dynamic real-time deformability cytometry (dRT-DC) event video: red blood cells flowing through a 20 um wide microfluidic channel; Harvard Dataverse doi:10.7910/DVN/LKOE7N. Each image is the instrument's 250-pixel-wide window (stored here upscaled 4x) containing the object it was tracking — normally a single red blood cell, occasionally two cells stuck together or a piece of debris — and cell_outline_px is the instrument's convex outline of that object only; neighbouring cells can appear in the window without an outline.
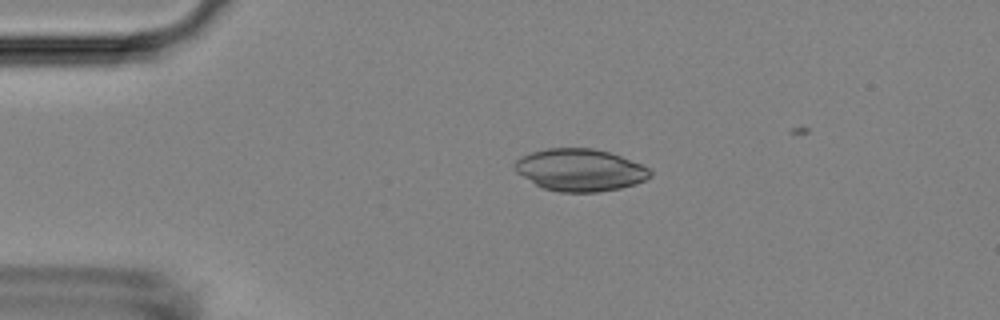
{"species": "Egyptian fruit bat (a non-hibernating species)", "species_latin": "Rousettus aegyptiacus", "temperature_condition": "room temperature", "stored_images_in_passage": 4, "camera_frame_rate_fps": 3000, "um_per_image_px": 0.085, "animal": {"sex": "female"}, "frame": {"image": 1, "passage_image": 3, "time_ms": 0.667, "image_size_px": [1000, 320], "cell_outline_px": [[652, 176], [636, 184], [620, 188], [600, 192], [560, 192], [544, 188], [536, 184], [516, 172], [512, 168], [512, 164], [520, 156], [532, 152], [548, 148], [592, 148], [608, 152], [620, 156], [640, 164], [648, 168], [652, 172]], "centroid_in_image_um": [49.28, 14.45], "position_along_channel_um": 35.7, "area_um2": 33.29}}